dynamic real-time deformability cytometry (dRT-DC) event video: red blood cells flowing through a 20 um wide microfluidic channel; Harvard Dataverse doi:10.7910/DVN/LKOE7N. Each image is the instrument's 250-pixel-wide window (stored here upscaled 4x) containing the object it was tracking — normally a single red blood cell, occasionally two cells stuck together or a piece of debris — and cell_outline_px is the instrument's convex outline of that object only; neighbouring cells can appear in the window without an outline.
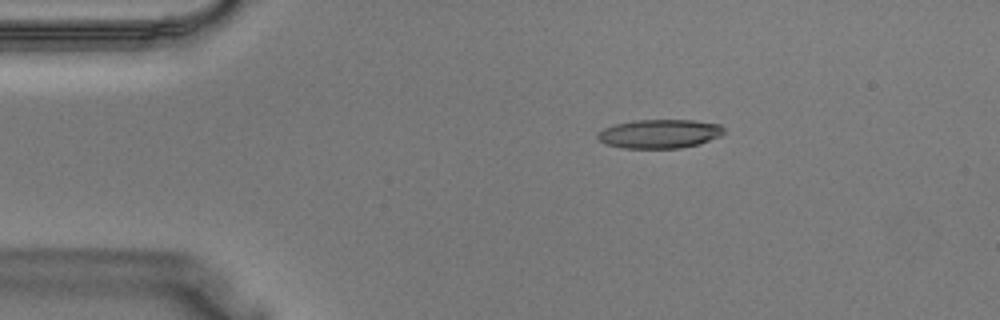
{"species": "Egyptian fruit bat (a non-hibernating species)", "species_latin": "Rousettus aegyptiacus", "temperature_condition": "warm", "stored_images_in_passage": 34, "camera_frame_rate_fps": 3000, "um_per_image_px": 0.085, "animal": {"sex": "male"}, "frame": {"image": 1, "passage_image": 2, "time_ms": 0.333, "image_size_px": [1000, 320], "cell_outline_px": [[724, 132], [720, 136], [696, 144], [680, 148], [624, 148], [608, 144], [600, 140], [596, 136], [596, 132], [612, 124], [636, 120], [692, 120], [720, 124], [724, 128]], "centroid_in_image_um": [56.03, 11.36], "position_along_channel_um": 29.0, "area_um2": 21.15}}
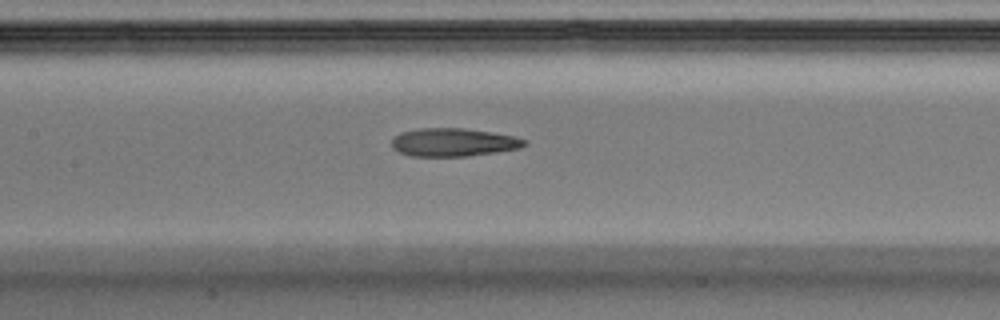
{"frame": {"image": 2, "passage_image": 13, "time_ms": 4.0, "image_size_px": [1000, 320], "cell_outline_px": [[528, 144], [520, 148], [496, 152], [468, 156], [412, 156], [400, 152], [392, 148], [392, 140], [400, 132], [420, 128], [464, 128], [492, 132], [516, 136], [524, 140]], "centroid_in_image_um": [38.55, 12.09], "position_along_channel_um": 168.8, "area_um2": 21.79}}
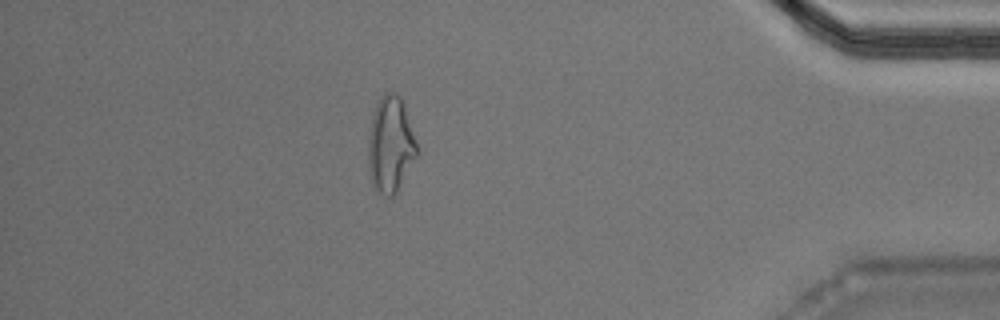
{"frame": {"image": 3, "passage_image": 29, "time_ms": 9.333, "image_size_px": [1000, 320], "cell_outline_px": [[420, 152], [396, 192], [392, 196], [388, 196], [380, 192], [372, 184], [368, 172], [368, 136], [372, 116], [376, 104], [384, 92], [396, 92], [400, 96]], "centroid_in_image_um": [33.18, 12.29], "position_along_channel_um": 402.0, "area_um2": 27.22}}